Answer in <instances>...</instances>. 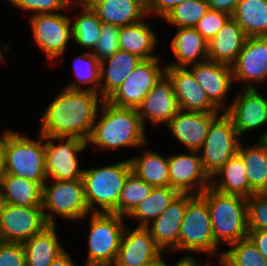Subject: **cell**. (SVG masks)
I'll return each instance as SVG.
<instances>
[{
  "label": "cell",
  "instance_id": "1",
  "mask_svg": "<svg viewBox=\"0 0 267 266\" xmlns=\"http://www.w3.org/2000/svg\"><path fill=\"white\" fill-rule=\"evenodd\" d=\"M103 101L100 94L63 87L44 107L38 133L87 141Z\"/></svg>",
  "mask_w": 267,
  "mask_h": 266
},
{
  "label": "cell",
  "instance_id": "2",
  "mask_svg": "<svg viewBox=\"0 0 267 266\" xmlns=\"http://www.w3.org/2000/svg\"><path fill=\"white\" fill-rule=\"evenodd\" d=\"M146 129L136 108L118 107L104 100L87 146L95 152L141 149L151 143Z\"/></svg>",
  "mask_w": 267,
  "mask_h": 266
},
{
  "label": "cell",
  "instance_id": "3",
  "mask_svg": "<svg viewBox=\"0 0 267 266\" xmlns=\"http://www.w3.org/2000/svg\"><path fill=\"white\" fill-rule=\"evenodd\" d=\"M200 196L206 201L212 223L215 243L223 250L237 241L247 238V198L223 194L212 187Z\"/></svg>",
  "mask_w": 267,
  "mask_h": 266
},
{
  "label": "cell",
  "instance_id": "4",
  "mask_svg": "<svg viewBox=\"0 0 267 266\" xmlns=\"http://www.w3.org/2000/svg\"><path fill=\"white\" fill-rule=\"evenodd\" d=\"M1 143L5 154L6 172L40 183L47 180L45 136L37 134L30 138L27 132H15L5 128L1 131Z\"/></svg>",
  "mask_w": 267,
  "mask_h": 266
},
{
  "label": "cell",
  "instance_id": "5",
  "mask_svg": "<svg viewBox=\"0 0 267 266\" xmlns=\"http://www.w3.org/2000/svg\"><path fill=\"white\" fill-rule=\"evenodd\" d=\"M131 172L129 158L114 164L84 168L82 180L89 211L118 214L121 190Z\"/></svg>",
  "mask_w": 267,
  "mask_h": 266
},
{
  "label": "cell",
  "instance_id": "6",
  "mask_svg": "<svg viewBox=\"0 0 267 266\" xmlns=\"http://www.w3.org/2000/svg\"><path fill=\"white\" fill-rule=\"evenodd\" d=\"M181 252L188 253L182 257L190 258L195 253L207 254L208 259H217V262L222 257L223 250L215 243L212 233L208 205L200 195H194L188 201L178 237V253L182 254Z\"/></svg>",
  "mask_w": 267,
  "mask_h": 266
},
{
  "label": "cell",
  "instance_id": "7",
  "mask_svg": "<svg viewBox=\"0 0 267 266\" xmlns=\"http://www.w3.org/2000/svg\"><path fill=\"white\" fill-rule=\"evenodd\" d=\"M85 219H89L85 265L113 266L127 226L126 217L115 213L91 212L81 221Z\"/></svg>",
  "mask_w": 267,
  "mask_h": 266
},
{
  "label": "cell",
  "instance_id": "8",
  "mask_svg": "<svg viewBox=\"0 0 267 266\" xmlns=\"http://www.w3.org/2000/svg\"><path fill=\"white\" fill-rule=\"evenodd\" d=\"M42 209L48 225L63 221L81 222L89 213L82 179L73 181L47 179L43 184Z\"/></svg>",
  "mask_w": 267,
  "mask_h": 266
},
{
  "label": "cell",
  "instance_id": "9",
  "mask_svg": "<svg viewBox=\"0 0 267 266\" xmlns=\"http://www.w3.org/2000/svg\"><path fill=\"white\" fill-rule=\"evenodd\" d=\"M28 18L33 41L43 52L48 66L60 65L62 57L72 42V21L70 12L34 14ZM68 47V48H67ZM66 52V53H65ZM61 58V59H60Z\"/></svg>",
  "mask_w": 267,
  "mask_h": 266
},
{
  "label": "cell",
  "instance_id": "10",
  "mask_svg": "<svg viewBox=\"0 0 267 266\" xmlns=\"http://www.w3.org/2000/svg\"><path fill=\"white\" fill-rule=\"evenodd\" d=\"M241 140L226 112H221L211 122L204 144L198 151L202 167L209 177L237 154Z\"/></svg>",
  "mask_w": 267,
  "mask_h": 266
},
{
  "label": "cell",
  "instance_id": "11",
  "mask_svg": "<svg viewBox=\"0 0 267 266\" xmlns=\"http://www.w3.org/2000/svg\"><path fill=\"white\" fill-rule=\"evenodd\" d=\"M87 148V142L77 137L45 136L47 179H82L85 167L80 164L79 156Z\"/></svg>",
  "mask_w": 267,
  "mask_h": 266
},
{
  "label": "cell",
  "instance_id": "12",
  "mask_svg": "<svg viewBox=\"0 0 267 266\" xmlns=\"http://www.w3.org/2000/svg\"><path fill=\"white\" fill-rule=\"evenodd\" d=\"M161 59L162 57H155L142 60L106 101L118 107L137 109L166 73V63Z\"/></svg>",
  "mask_w": 267,
  "mask_h": 266
},
{
  "label": "cell",
  "instance_id": "13",
  "mask_svg": "<svg viewBox=\"0 0 267 266\" xmlns=\"http://www.w3.org/2000/svg\"><path fill=\"white\" fill-rule=\"evenodd\" d=\"M234 83L242 89H258L267 82V36L247 37L231 65Z\"/></svg>",
  "mask_w": 267,
  "mask_h": 266
},
{
  "label": "cell",
  "instance_id": "14",
  "mask_svg": "<svg viewBox=\"0 0 267 266\" xmlns=\"http://www.w3.org/2000/svg\"><path fill=\"white\" fill-rule=\"evenodd\" d=\"M47 226L42 207L5 204L0 213V236L3 242L23 243Z\"/></svg>",
  "mask_w": 267,
  "mask_h": 266
},
{
  "label": "cell",
  "instance_id": "15",
  "mask_svg": "<svg viewBox=\"0 0 267 266\" xmlns=\"http://www.w3.org/2000/svg\"><path fill=\"white\" fill-rule=\"evenodd\" d=\"M241 90V91H240ZM226 113L232 118L239 136L267 126V97L259 89H240ZM264 126V127H263Z\"/></svg>",
  "mask_w": 267,
  "mask_h": 266
},
{
  "label": "cell",
  "instance_id": "16",
  "mask_svg": "<svg viewBox=\"0 0 267 266\" xmlns=\"http://www.w3.org/2000/svg\"><path fill=\"white\" fill-rule=\"evenodd\" d=\"M197 83L205 90L209 100L221 111L226 112L227 98L234 89L231 65L206 60L187 66Z\"/></svg>",
  "mask_w": 267,
  "mask_h": 266
},
{
  "label": "cell",
  "instance_id": "17",
  "mask_svg": "<svg viewBox=\"0 0 267 266\" xmlns=\"http://www.w3.org/2000/svg\"><path fill=\"white\" fill-rule=\"evenodd\" d=\"M169 163V186L179 193H192L200 195L210 187V177L204 171L198 151L183 153H170Z\"/></svg>",
  "mask_w": 267,
  "mask_h": 266
},
{
  "label": "cell",
  "instance_id": "18",
  "mask_svg": "<svg viewBox=\"0 0 267 266\" xmlns=\"http://www.w3.org/2000/svg\"><path fill=\"white\" fill-rule=\"evenodd\" d=\"M179 110L173 82L166 73L137 107L138 115L145 128L149 123L157 128L158 125L166 126Z\"/></svg>",
  "mask_w": 267,
  "mask_h": 266
},
{
  "label": "cell",
  "instance_id": "19",
  "mask_svg": "<svg viewBox=\"0 0 267 266\" xmlns=\"http://www.w3.org/2000/svg\"><path fill=\"white\" fill-rule=\"evenodd\" d=\"M193 196L192 193H179L168 208L145 227L163 252L178 254L180 226Z\"/></svg>",
  "mask_w": 267,
  "mask_h": 266
},
{
  "label": "cell",
  "instance_id": "20",
  "mask_svg": "<svg viewBox=\"0 0 267 266\" xmlns=\"http://www.w3.org/2000/svg\"><path fill=\"white\" fill-rule=\"evenodd\" d=\"M166 74L172 80L180 110L221 113L209 100L205 90L197 83L187 67L166 66Z\"/></svg>",
  "mask_w": 267,
  "mask_h": 266
},
{
  "label": "cell",
  "instance_id": "21",
  "mask_svg": "<svg viewBox=\"0 0 267 266\" xmlns=\"http://www.w3.org/2000/svg\"><path fill=\"white\" fill-rule=\"evenodd\" d=\"M219 114L179 110L165 127L186 151H199L211 122Z\"/></svg>",
  "mask_w": 267,
  "mask_h": 266
},
{
  "label": "cell",
  "instance_id": "22",
  "mask_svg": "<svg viewBox=\"0 0 267 266\" xmlns=\"http://www.w3.org/2000/svg\"><path fill=\"white\" fill-rule=\"evenodd\" d=\"M128 226L123 231L113 266H141L163 253L145 227L135 226L132 229Z\"/></svg>",
  "mask_w": 267,
  "mask_h": 266
},
{
  "label": "cell",
  "instance_id": "23",
  "mask_svg": "<svg viewBox=\"0 0 267 266\" xmlns=\"http://www.w3.org/2000/svg\"><path fill=\"white\" fill-rule=\"evenodd\" d=\"M174 29L169 45L174 60L166 62V66L187 67L208 60L207 41L195 28Z\"/></svg>",
  "mask_w": 267,
  "mask_h": 266
},
{
  "label": "cell",
  "instance_id": "24",
  "mask_svg": "<svg viewBox=\"0 0 267 266\" xmlns=\"http://www.w3.org/2000/svg\"><path fill=\"white\" fill-rule=\"evenodd\" d=\"M148 19L151 21V17L147 16L138 23L122 26L119 33L120 49L132 53L142 60L161 57L156 53L157 48H159L157 47L158 41L161 37L157 35L158 33L153 25L149 24Z\"/></svg>",
  "mask_w": 267,
  "mask_h": 266
},
{
  "label": "cell",
  "instance_id": "25",
  "mask_svg": "<svg viewBox=\"0 0 267 266\" xmlns=\"http://www.w3.org/2000/svg\"><path fill=\"white\" fill-rule=\"evenodd\" d=\"M246 38L242 28L230 17L207 42L208 60L232 65L242 50Z\"/></svg>",
  "mask_w": 267,
  "mask_h": 266
},
{
  "label": "cell",
  "instance_id": "26",
  "mask_svg": "<svg viewBox=\"0 0 267 266\" xmlns=\"http://www.w3.org/2000/svg\"><path fill=\"white\" fill-rule=\"evenodd\" d=\"M141 61L138 56L122 49L102 60L100 97L107 100Z\"/></svg>",
  "mask_w": 267,
  "mask_h": 266
},
{
  "label": "cell",
  "instance_id": "27",
  "mask_svg": "<svg viewBox=\"0 0 267 266\" xmlns=\"http://www.w3.org/2000/svg\"><path fill=\"white\" fill-rule=\"evenodd\" d=\"M57 226L48 225L41 232L22 243L26 266H49L66 250L59 239Z\"/></svg>",
  "mask_w": 267,
  "mask_h": 266
},
{
  "label": "cell",
  "instance_id": "28",
  "mask_svg": "<svg viewBox=\"0 0 267 266\" xmlns=\"http://www.w3.org/2000/svg\"><path fill=\"white\" fill-rule=\"evenodd\" d=\"M210 187L223 194L240 195L246 198L255 193L250 188L243 160L238 154L231 157L210 177Z\"/></svg>",
  "mask_w": 267,
  "mask_h": 266
},
{
  "label": "cell",
  "instance_id": "29",
  "mask_svg": "<svg viewBox=\"0 0 267 266\" xmlns=\"http://www.w3.org/2000/svg\"><path fill=\"white\" fill-rule=\"evenodd\" d=\"M143 150L129 158L132 173L153 187L169 186L168 155H162L149 147Z\"/></svg>",
  "mask_w": 267,
  "mask_h": 266
},
{
  "label": "cell",
  "instance_id": "30",
  "mask_svg": "<svg viewBox=\"0 0 267 266\" xmlns=\"http://www.w3.org/2000/svg\"><path fill=\"white\" fill-rule=\"evenodd\" d=\"M69 12H72V44L78 49L92 52L99 40L103 23L92 9L83 8L74 2L70 5Z\"/></svg>",
  "mask_w": 267,
  "mask_h": 266
},
{
  "label": "cell",
  "instance_id": "31",
  "mask_svg": "<svg viewBox=\"0 0 267 266\" xmlns=\"http://www.w3.org/2000/svg\"><path fill=\"white\" fill-rule=\"evenodd\" d=\"M237 154L243 160L250 188L255 193L267 192L266 145L260 139L251 145L241 141Z\"/></svg>",
  "mask_w": 267,
  "mask_h": 266
},
{
  "label": "cell",
  "instance_id": "32",
  "mask_svg": "<svg viewBox=\"0 0 267 266\" xmlns=\"http://www.w3.org/2000/svg\"><path fill=\"white\" fill-rule=\"evenodd\" d=\"M102 23L119 27L144 20L148 14L136 0H107L92 9Z\"/></svg>",
  "mask_w": 267,
  "mask_h": 266
},
{
  "label": "cell",
  "instance_id": "33",
  "mask_svg": "<svg viewBox=\"0 0 267 266\" xmlns=\"http://www.w3.org/2000/svg\"><path fill=\"white\" fill-rule=\"evenodd\" d=\"M1 190L6 204L42 207L43 186L36 181L6 174Z\"/></svg>",
  "mask_w": 267,
  "mask_h": 266
},
{
  "label": "cell",
  "instance_id": "34",
  "mask_svg": "<svg viewBox=\"0 0 267 266\" xmlns=\"http://www.w3.org/2000/svg\"><path fill=\"white\" fill-rule=\"evenodd\" d=\"M231 17L247 37L267 36V0H239Z\"/></svg>",
  "mask_w": 267,
  "mask_h": 266
},
{
  "label": "cell",
  "instance_id": "35",
  "mask_svg": "<svg viewBox=\"0 0 267 266\" xmlns=\"http://www.w3.org/2000/svg\"><path fill=\"white\" fill-rule=\"evenodd\" d=\"M72 62L74 78L64 87L99 94L101 61L92 52L85 51L75 55Z\"/></svg>",
  "mask_w": 267,
  "mask_h": 266
},
{
  "label": "cell",
  "instance_id": "36",
  "mask_svg": "<svg viewBox=\"0 0 267 266\" xmlns=\"http://www.w3.org/2000/svg\"><path fill=\"white\" fill-rule=\"evenodd\" d=\"M178 194L171 186L154 187L150 195L137 205L126 219L137 222V227H146L168 208Z\"/></svg>",
  "mask_w": 267,
  "mask_h": 266
},
{
  "label": "cell",
  "instance_id": "37",
  "mask_svg": "<svg viewBox=\"0 0 267 266\" xmlns=\"http://www.w3.org/2000/svg\"><path fill=\"white\" fill-rule=\"evenodd\" d=\"M225 249L218 262L219 266H267V259L248 238Z\"/></svg>",
  "mask_w": 267,
  "mask_h": 266
},
{
  "label": "cell",
  "instance_id": "38",
  "mask_svg": "<svg viewBox=\"0 0 267 266\" xmlns=\"http://www.w3.org/2000/svg\"><path fill=\"white\" fill-rule=\"evenodd\" d=\"M208 10L207 0H187L176 5L162 20L172 28H194Z\"/></svg>",
  "mask_w": 267,
  "mask_h": 266
},
{
  "label": "cell",
  "instance_id": "39",
  "mask_svg": "<svg viewBox=\"0 0 267 266\" xmlns=\"http://www.w3.org/2000/svg\"><path fill=\"white\" fill-rule=\"evenodd\" d=\"M153 186L130 173L121 190L118 202V215L127 217L134 208L150 195Z\"/></svg>",
  "mask_w": 267,
  "mask_h": 266
},
{
  "label": "cell",
  "instance_id": "40",
  "mask_svg": "<svg viewBox=\"0 0 267 266\" xmlns=\"http://www.w3.org/2000/svg\"><path fill=\"white\" fill-rule=\"evenodd\" d=\"M11 6L24 13L23 17L34 14L61 13L69 10L74 0H6ZM24 11V12H23ZM26 12V14H25ZM27 15V16H26Z\"/></svg>",
  "mask_w": 267,
  "mask_h": 266
},
{
  "label": "cell",
  "instance_id": "41",
  "mask_svg": "<svg viewBox=\"0 0 267 266\" xmlns=\"http://www.w3.org/2000/svg\"><path fill=\"white\" fill-rule=\"evenodd\" d=\"M248 230H267V192L247 198Z\"/></svg>",
  "mask_w": 267,
  "mask_h": 266
},
{
  "label": "cell",
  "instance_id": "42",
  "mask_svg": "<svg viewBox=\"0 0 267 266\" xmlns=\"http://www.w3.org/2000/svg\"><path fill=\"white\" fill-rule=\"evenodd\" d=\"M121 27L103 23L99 40L92 53L100 60H104L120 49L119 33Z\"/></svg>",
  "mask_w": 267,
  "mask_h": 266
},
{
  "label": "cell",
  "instance_id": "43",
  "mask_svg": "<svg viewBox=\"0 0 267 266\" xmlns=\"http://www.w3.org/2000/svg\"><path fill=\"white\" fill-rule=\"evenodd\" d=\"M230 17L225 12L209 9L194 28L208 42L217 34Z\"/></svg>",
  "mask_w": 267,
  "mask_h": 266
},
{
  "label": "cell",
  "instance_id": "44",
  "mask_svg": "<svg viewBox=\"0 0 267 266\" xmlns=\"http://www.w3.org/2000/svg\"><path fill=\"white\" fill-rule=\"evenodd\" d=\"M0 266H26L22 243L0 242Z\"/></svg>",
  "mask_w": 267,
  "mask_h": 266
},
{
  "label": "cell",
  "instance_id": "45",
  "mask_svg": "<svg viewBox=\"0 0 267 266\" xmlns=\"http://www.w3.org/2000/svg\"><path fill=\"white\" fill-rule=\"evenodd\" d=\"M187 0H154L153 5L147 10L151 18H160L161 20L178 4Z\"/></svg>",
  "mask_w": 267,
  "mask_h": 266
},
{
  "label": "cell",
  "instance_id": "46",
  "mask_svg": "<svg viewBox=\"0 0 267 266\" xmlns=\"http://www.w3.org/2000/svg\"><path fill=\"white\" fill-rule=\"evenodd\" d=\"M247 238L267 259V230H248Z\"/></svg>",
  "mask_w": 267,
  "mask_h": 266
},
{
  "label": "cell",
  "instance_id": "47",
  "mask_svg": "<svg viewBox=\"0 0 267 266\" xmlns=\"http://www.w3.org/2000/svg\"><path fill=\"white\" fill-rule=\"evenodd\" d=\"M239 0H207L209 9L233 14Z\"/></svg>",
  "mask_w": 267,
  "mask_h": 266
},
{
  "label": "cell",
  "instance_id": "48",
  "mask_svg": "<svg viewBox=\"0 0 267 266\" xmlns=\"http://www.w3.org/2000/svg\"><path fill=\"white\" fill-rule=\"evenodd\" d=\"M199 259L200 258L195 259V257H181L177 259L173 265L169 264L168 266H213L214 264H216V266H219V263L217 261H214L213 263L212 259H204L205 263L204 261L202 262Z\"/></svg>",
  "mask_w": 267,
  "mask_h": 266
},
{
  "label": "cell",
  "instance_id": "49",
  "mask_svg": "<svg viewBox=\"0 0 267 266\" xmlns=\"http://www.w3.org/2000/svg\"><path fill=\"white\" fill-rule=\"evenodd\" d=\"M49 266H79L74 262L71 254L66 249L62 254L55 258Z\"/></svg>",
  "mask_w": 267,
  "mask_h": 266
},
{
  "label": "cell",
  "instance_id": "50",
  "mask_svg": "<svg viewBox=\"0 0 267 266\" xmlns=\"http://www.w3.org/2000/svg\"><path fill=\"white\" fill-rule=\"evenodd\" d=\"M6 174L7 172H6L5 154L2 148L1 133H0V188L2 186V182Z\"/></svg>",
  "mask_w": 267,
  "mask_h": 266
},
{
  "label": "cell",
  "instance_id": "51",
  "mask_svg": "<svg viewBox=\"0 0 267 266\" xmlns=\"http://www.w3.org/2000/svg\"><path fill=\"white\" fill-rule=\"evenodd\" d=\"M171 253H168V252H163L159 257L155 258L154 260L146 263V264H143L141 266H168L169 263H167V261L165 260V257Z\"/></svg>",
  "mask_w": 267,
  "mask_h": 266
},
{
  "label": "cell",
  "instance_id": "52",
  "mask_svg": "<svg viewBox=\"0 0 267 266\" xmlns=\"http://www.w3.org/2000/svg\"><path fill=\"white\" fill-rule=\"evenodd\" d=\"M105 1L107 0H74V3L86 9H93L95 6Z\"/></svg>",
  "mask_w": 267,
  "mask_h": 266
},
{
  "label": "cell",
  "instance_id": "53",
  "mask_svg": "<svg viewBox=\"0 0 267 266\" xmlns=\"http://www.w3.org/2000/svg\"><path fill=\"white\" fill-rule=\"evenodd\" d=\"M1 43V42H0ZM11 46L9 44H6L5 45H1L0 46V64H5L6 62V53H8L9 51H11Z\"/></svg>",
  "mask_w": 267,
  "mask_h": 266
},
{
  "label": "cell",
  "instance_id": "54",
  "mask_svg": "<svg viewBox=\"0 0 267 266\" xmlns=\"http://www.w3.org/2000/svg\"><path fill=\"white\" fill-rule=\"evenodd\" d=\"M143 8L148 10L152 5L154 0H136Z\"/></svg>",
  "mask_w": 267,
  "mask_h": 266
},
{
  "label": "cell",
  "instance_id": "55",
  "mask_svg": "<svg viewBox=\"0 0 267 266\" xmlns=\"http://www.w3.org/2000/svg\"><path fill=\"white\" fill-rule=\"evenodd\" d=\"M256 139H260L267 147V131L264 130L263 133H260Z\"/></svg>",
  "mask_w": 267,
  "mask_h": 266
},
{
  "label": "cell",
  "instance_id": "56",
  "mask_svg": "<svg viewBox=\"0 0 267 266\" xmlns=\"http://www.w3.org/2000/svg\"><path fill=\"white\" fill-rule=\"evenodd\" d=\"M5 204L6 203H5V200H4L3 192H2V190L0 188V213L4 209Z\"/></svg>",
  "mask_w": 267,
  "mask_h": 266
}]
</instances>
